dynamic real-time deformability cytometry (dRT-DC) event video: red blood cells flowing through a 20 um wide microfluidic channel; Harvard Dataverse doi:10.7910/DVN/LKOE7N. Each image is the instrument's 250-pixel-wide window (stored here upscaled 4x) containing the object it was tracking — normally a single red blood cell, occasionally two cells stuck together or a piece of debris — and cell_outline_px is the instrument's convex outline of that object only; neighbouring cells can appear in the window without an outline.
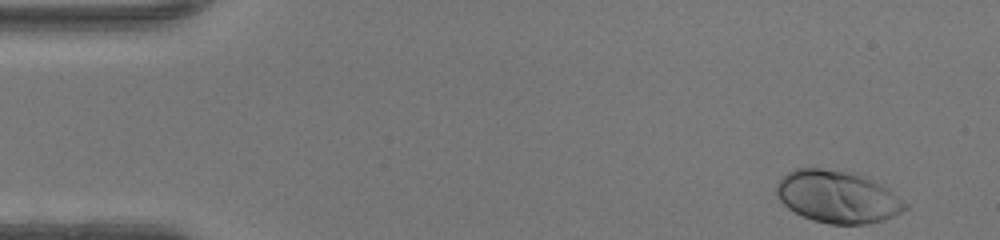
{"species": "human", "species_latin": "Homo sapiens", "temperature_condition": "warm", "stored_images_in_passage": 46, "camera_frame_rate_fps": 3000, "um_per_image_px": 0.085, "donor": {"sex": "female"}, "frame": {"image": 1, "passage_image": 1, "time_ms": 0.0, "image_size_px": [1000, 240], "cell_outline_px": [[908, 208], [884, 220], [864, 224], [832, 224], [812, 220], [800, 216], [788, 208], [776, 196], [776, 184], [788, 172], [796, 168], [820, 168], [860, 172], [888, 188], [908, 204]], "centroid_in_image_um": [71.19, 16.71], "position_along_channel_um": 13.8, "area_um2": 39.59}}
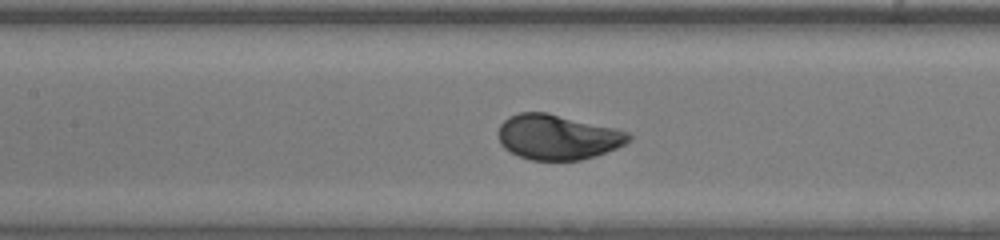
{"frame": {"image": 2, "passage_image": 20, "time_ms": 6.333, "image_size_px": [1000, 240], "cell_outline_px": [[632, 140], [616, 148], [596, 156], [580, 160], [528, 160], [504, 148], [500, 144], [496, 132], [500, 124], [508, 116], [520, 112], [548, 112], [616, 128], [628, 132], [632, 136]], "centroid_in_image_um": [47.38, 11.64], "position_along_channel_um": 160.0, "area_um2": 34.62}}
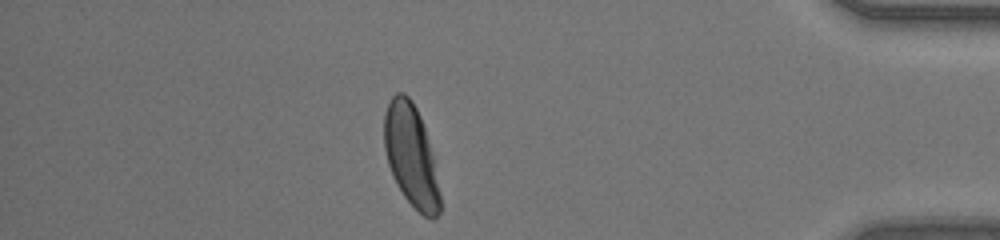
{"frame": {"image": 3, "passage_image": 40, "time_ms": 13.0, "image_size_px": [1000, 240], "cell_outline_px": [[440, 212], [436, 220], [432, 220], [424, 216], [404, 196], [396, 184], [392, 176], [388, 164], [384, 148], [384, 112], [392, 96], [396, 92], [404, 92], [412, 100], [420, 116], [432, 152], [440, 196]], "centroid_in_image_um": [34.93, 13.23], "position_along_channel_um": 400.3, "area_um2": 33.06}, "authors_computed_cell_mechanics": {"area_um2": 34.5933, "velocity_mm_per_s": 4.233, "shape_relaxation_time_tau1_ms": 1.705, "shape_relaxation_time_tau2_ms": null, "deformation_change_tau1": 0.1543, "deformation_change_tau2": null}}